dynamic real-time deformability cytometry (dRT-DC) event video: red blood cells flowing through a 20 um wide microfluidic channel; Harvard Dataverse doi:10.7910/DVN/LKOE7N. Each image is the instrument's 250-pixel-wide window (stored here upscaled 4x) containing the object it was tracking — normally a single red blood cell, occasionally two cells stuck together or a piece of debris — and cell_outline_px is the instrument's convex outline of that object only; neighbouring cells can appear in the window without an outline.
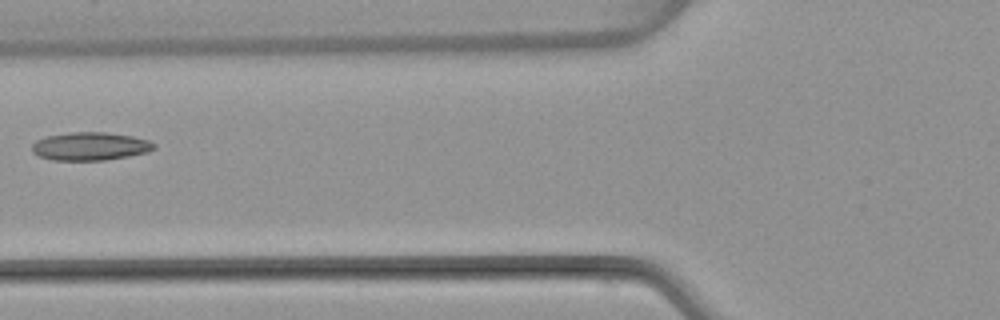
{"species": "common noctule bat (a hibernating species)", "species_latin": "Nyctalus noctula", "temperature_condition": "warm", "stored_images_in_passage": 5, "camera_frame_rate_fps": 3000, "um_per_image_px": 0.085, "animal": {"sex": "female", "body_mass_g": 22.7, "forearm_length_mm": 54.2}, "frame": {"image": 1, "passage_image": 5, "time_ms": 5.667, "image_size_px": [1000, 320], "cell_outline_px": [[156, 148], [148, 152], [128, 156], [104, 160], [52, 160], [40, 156], [32, 152], [32, 144], [36, 140], [48, 136], [72, 132], [104, 132], [132, 136], [148, 140], [156, 144]], "centroid_in_image_um": [7.68, 12.43], "position_along_channel_um": 118.1, "area_um2": 19.94}}